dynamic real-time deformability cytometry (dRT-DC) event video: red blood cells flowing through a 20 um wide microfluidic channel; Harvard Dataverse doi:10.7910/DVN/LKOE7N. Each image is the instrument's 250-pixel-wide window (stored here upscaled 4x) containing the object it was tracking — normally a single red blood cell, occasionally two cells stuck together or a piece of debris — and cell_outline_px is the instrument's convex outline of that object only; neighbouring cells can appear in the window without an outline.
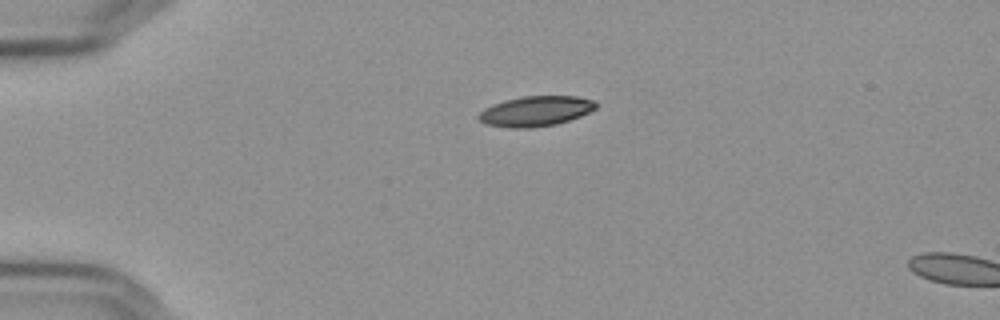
{"species": "Egyptian fruit bat (a non-hibernating species)", "species_latin": "Rousettus aegyptiacus", "temperature_condition": "cold", "stored_images_in_passage": 4, "camera_frame_rate_fps": 3000, "um_per_image_px": 0.085, "frame": {"image": 1, "passage_image": 1, "time_ms": 0.0, "image_size_px": [1000, 320], "cell_outline_px": [[596, 108], [580, 116], [556, 124], [532, 128], [508, 128], [488, 124], [480, 120], [476, 116], [484, 108], [492, 104], [504, 100], [524, 96], [576, 96], [596, 100]], "centroid_in_image_um": [45.52, 9.44], "position_along_channel_um": 39.5, "area_um2": 20.63}}